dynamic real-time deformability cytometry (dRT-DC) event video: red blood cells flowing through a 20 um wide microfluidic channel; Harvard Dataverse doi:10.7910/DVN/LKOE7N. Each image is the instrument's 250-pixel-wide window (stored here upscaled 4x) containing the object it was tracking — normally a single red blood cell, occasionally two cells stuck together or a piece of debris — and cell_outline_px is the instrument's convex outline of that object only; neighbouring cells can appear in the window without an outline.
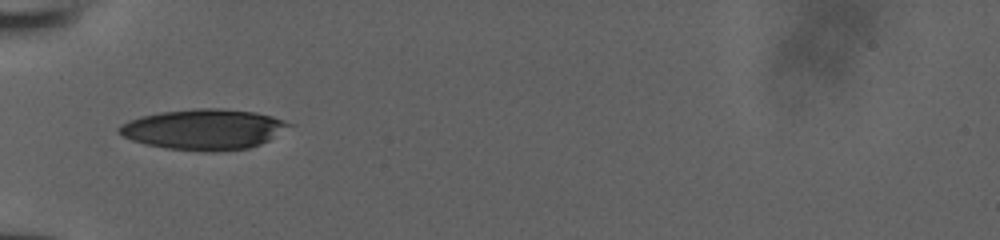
{"species": "human", "species_latin": "Homo sapiens", "temperature_condition": "room temperature", "stored_images_in_passage": 31, "camera_frame_rate_fps": 3000, "um_per_image_px": 0.085, "donor": {"sex": "male"}, "frame": {"image": 1, "passage_image": 1, "time_ms": 0.0, "image_size_px": [1000, 240], "cell_outline_px": [[296, 124], [268, 140], [260, 144], [248, 148], [216, 152], [204, 152], [168, 148], [144, 144], [132, 140], [124, 136], [116, 128], [120, 124], [128, 120], [140, 116], [160, 112], [196, 108], [216, 108], [256, 112], [272, 116]], "centroid_in_image_um": [17.33, 10.99], "position_along_channel_um": 67.7, "area_um2": 40.29}}
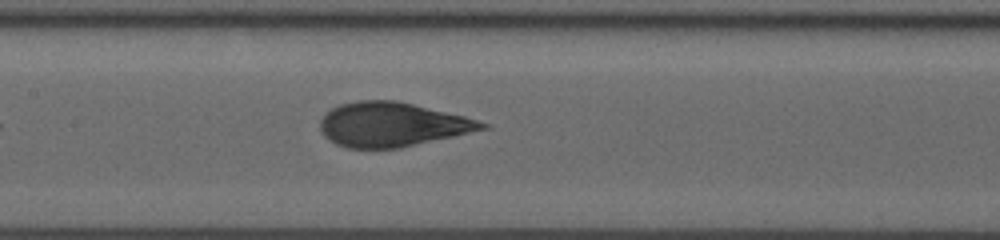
{"frame": {"image": 2, "passage_image": 9, "time_ms": 2.667, "image_size_px": [1000, 240], "cell_outline_px": [[488, 128], [400, 148], [348, 148], [336, 144], [324, 136], [320, 128], [320, 120], [324, 112], [340, 104], [360, 100], [396, 100], [464, 116], [488, 124]], "centroid_in_image_um": [33.27, 10.58], "position_along_channel_um": 174.1, "area_um2": 41.5}}
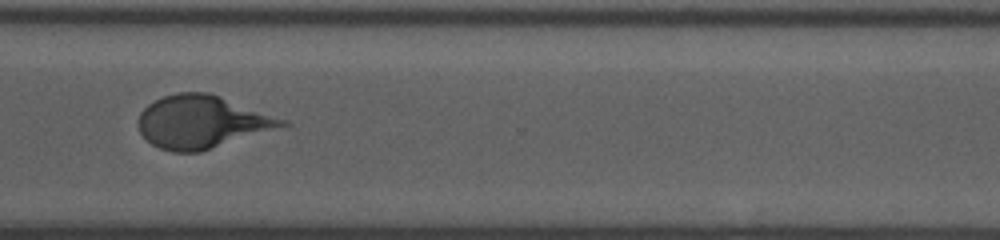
{"frame": {"image": 3, "passage_image": 22, "time_ms": 7.0, "image_size_px": [1000, 240], "cell_outline_px": [[292, 124], [200, 152], [172, 152], [160, 148], [152, 144], [140, 132], [140, 112], [148, 104], [164, 96], [176, 92], [208, 92], [220, 96], [288, 120]], "centroid_in_image_um": [17.19, 10.36], "position_along_channel_um": 353.4, "area_um2": 43.93}}